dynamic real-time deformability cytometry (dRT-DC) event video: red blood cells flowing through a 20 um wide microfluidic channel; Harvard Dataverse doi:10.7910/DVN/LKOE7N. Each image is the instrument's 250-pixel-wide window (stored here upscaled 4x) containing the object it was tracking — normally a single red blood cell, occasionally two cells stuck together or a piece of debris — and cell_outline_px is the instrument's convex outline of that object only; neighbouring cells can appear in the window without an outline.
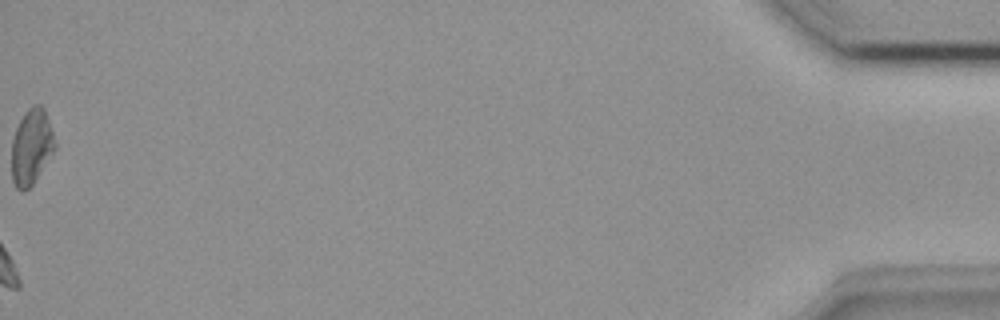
{"species": "common noctule bat (a hibernating species)", "species_latin": "Nyctalus noctula", "temperature_condition": "room temperature", "stored_images_in_passage": 42, "camera_frame_rate_fps": 3000, "um_per_image_px": 0.085, "animal": {"sex": "female", "body_mass_g": 18.4}, "frame": {"image": 1, "passage_image": 42, "time_ms": 13.667, "image_size_px": [1000, 320], "cell_outline_px": [[56, 148], [32, 184], [24, 192], [20, 192], [16, 188], [12, 180], [12, 140], [16, 128], [20, 120], [28, 108], [32, 104], [40, 104], [44, 108], [56, 144]], "centroid_in_image_um": [2.66, 12.48], "position_along_channel_um": 432.5, "area_um2": 18.9}}